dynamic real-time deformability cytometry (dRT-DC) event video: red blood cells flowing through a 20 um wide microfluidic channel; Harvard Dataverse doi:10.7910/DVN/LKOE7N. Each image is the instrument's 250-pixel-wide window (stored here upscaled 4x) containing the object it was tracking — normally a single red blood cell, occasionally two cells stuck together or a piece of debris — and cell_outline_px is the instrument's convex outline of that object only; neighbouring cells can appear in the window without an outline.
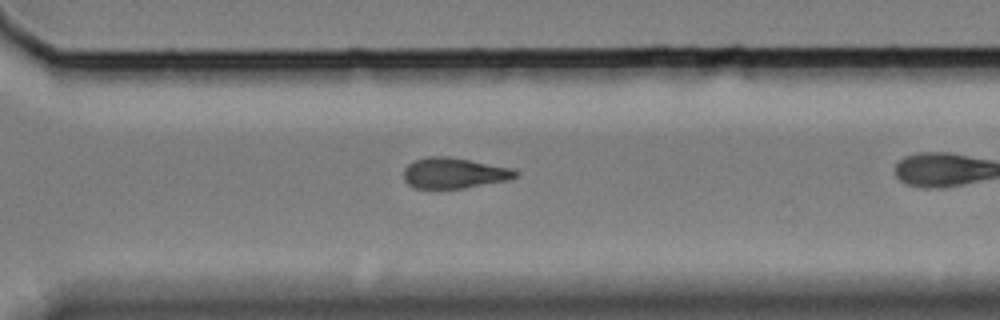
{"species": "Egyptian fruit bat (a non-hibernating species)", "species_latin": "Rousettus aegyptiacus", "temperature_condition": "cold", "stored_images_in_passage": 26, "camera_frame_rate_fps": 3000, "um_per_image_px": 0.085, "animal": {"sex": "female"}, "frame": {"image": 1, "passage_image": 22, "time_ms": 7.0, "image_size_px": [1000, 320], "cell_outline_px": [[516, 176], [508, 180], [464, 188], [436, 192], [416, 188], [408, 184], [404, 180], [404, 168], [408, 164], [416, 160], [428, 156], [448, 156], [472, 160], [512, 168], [516, 172]], "centroid_in_image_um": [38.53, 14.75], "position_along_channel_um": 332.1, "area_um2": 20.58}}